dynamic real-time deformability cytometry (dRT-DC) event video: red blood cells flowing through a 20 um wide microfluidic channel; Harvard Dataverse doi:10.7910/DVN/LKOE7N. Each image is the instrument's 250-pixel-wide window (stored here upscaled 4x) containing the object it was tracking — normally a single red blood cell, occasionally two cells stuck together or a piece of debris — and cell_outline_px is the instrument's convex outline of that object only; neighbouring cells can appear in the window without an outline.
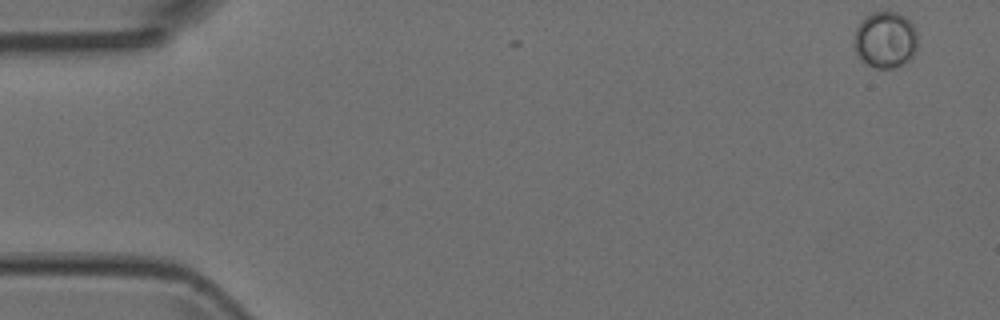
{"species": "Egyptian fruit bat (a non-hibernating species)", "species_latin": "Rousettus aegyptiacus", "temperature_condition": "room temperature", "stored_images_in_passage": 2, "camera_frame_rate_fps": 3000, "um_per_image_px": 0.085, "animal": {"sex": "female"}, "frame": {"image": 1, "passage_image": 1, "time_ms": 0.0, "image_size_px": [1000, 320], "cell_outline_px": [[916, 48], [912, 56], [908, 60], [892, 68], [876, 68], [868, 64], [856, 52], [856, 28], [872, 12], [896, 12], [904, 16], [912, 24], [916, 32]], "centroid_in_image_um": [75.28, 3.38], "position_along_channel_um": 9.7, "area_um2": 20.11}}